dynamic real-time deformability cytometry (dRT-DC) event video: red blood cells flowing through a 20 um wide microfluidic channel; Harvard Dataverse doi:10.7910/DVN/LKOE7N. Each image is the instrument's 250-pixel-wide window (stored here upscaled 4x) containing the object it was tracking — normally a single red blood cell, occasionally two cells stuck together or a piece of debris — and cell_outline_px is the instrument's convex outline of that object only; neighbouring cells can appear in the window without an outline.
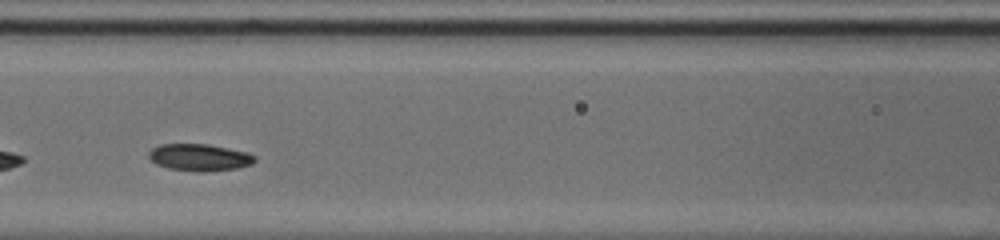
{"species": "common noctule bat (a hibernating species)", "species_latin": "Nyctalus noctula", "temperature_condition": "cold", "stored_images_in_passage": 28, "camera_frame_rate_fps": 3000, "um_per_image_px": 0.085, "animal": {"sex": "male", "body_mass_g": 20.0, "forearm_length_mm": 53.3}, "frame": {"image": 1, "passage_image": 9, "time_ms": 2.667, "image_size_px": [1000, 240], "cell_outline_px": [[256, 160], [252, 164], [236, 168], [204, 172], [200, 172], [168, 168], [156, 164], [148, 156], [148, 152], [152, 148], [160, 144], [208, 144], [248, 152], [256, 156]], "centroid_in_image_um": [16.96, 13.37], "position_along_channel_um": 149.6, "area_um2": 16.7}, "authors_computed_cell_mechanics": {"area_um2": 16.5019, "velocity_mm_per_s": 3.6873, "shape_relaxation_time_tau1_ms": 1.7222, "shape_relaxation_time_tau2_ms": null, "deformation_change_tau1": 0.0687, "deformation_change_tau2": null}}